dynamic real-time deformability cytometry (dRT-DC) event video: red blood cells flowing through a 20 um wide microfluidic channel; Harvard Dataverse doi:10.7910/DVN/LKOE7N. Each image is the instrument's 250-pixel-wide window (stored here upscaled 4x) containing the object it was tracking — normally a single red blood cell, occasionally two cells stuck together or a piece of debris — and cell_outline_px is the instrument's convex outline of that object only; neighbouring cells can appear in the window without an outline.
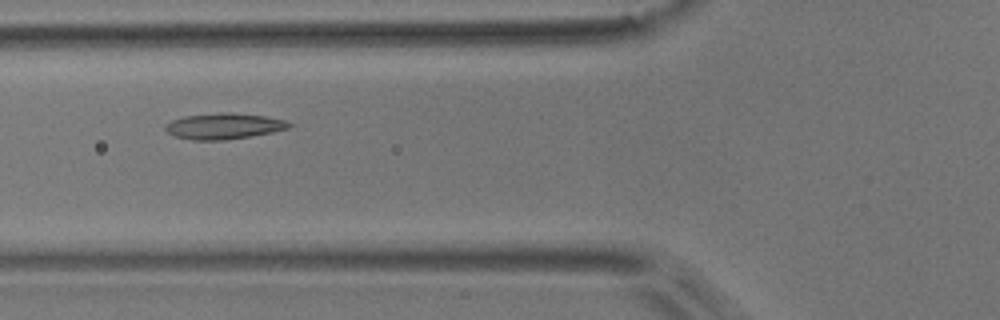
{"species": "common noctule bat (a hibernating species)", "species_latin": "Nyctalus noctula", "temperature_condition": "room temperature", "stored_images_in_passage": 7, "camera_frame_rate_fps": 3000, "um_per_image_px": 0.085, "animal": {"sex": "male", "body_mass_g": 17.9}, "frame": {"image": 1, "passage_image": 5, "time_ms": 1.333, "image_size_px": [1000, 320], "cell_outline_px": [[292, 124], [288, 128], [272, 132], [224, 140], [192, 140], [176, 136], [168, 132], [164, 128], [164, 124], [172, 120], [184, 116], [220, 112], [232, 112], [264, 116], [284, 120]], "centroid_in_image_um": [18.99, 10.71], "position_along_channel_um": 106.8, "area_um2": 18.55}}
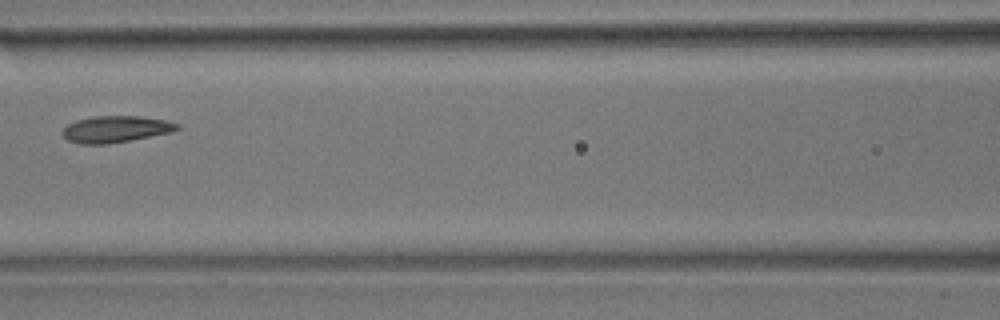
{"frame": {"image": 2, "passage_image": 6, "time_ms": 1.667, "image_size_px": [1000, 320], "cell_outline_px": [[180, 128], [172, 132], [108, 144], [76, 144], [68, 140], [60, 132], [68, 124], [76, 120], [92, 116], [140, 116], [164, 120], [180, 124]], "centroid_in_image_um": [9.8, 10.98], "position_along_channel_um": 156.8, "area_um2": 17.8}}